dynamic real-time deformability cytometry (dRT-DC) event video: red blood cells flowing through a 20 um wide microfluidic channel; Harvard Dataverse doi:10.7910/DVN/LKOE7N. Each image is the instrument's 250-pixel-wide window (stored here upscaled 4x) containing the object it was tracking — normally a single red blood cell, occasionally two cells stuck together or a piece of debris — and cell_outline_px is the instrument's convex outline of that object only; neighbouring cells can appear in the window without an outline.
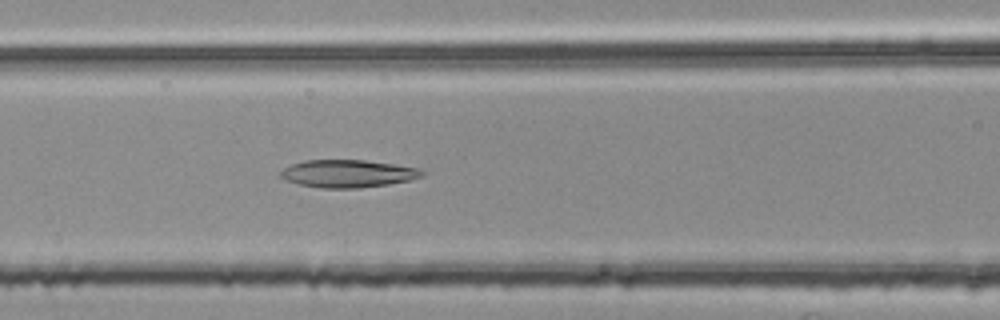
{"species": "common noctule bat (a hibernating species)", "species_latin": "Nyctalus noctula", "temperature_condition": "room temperature", "stored_images_in_passage": 41, "camera_frame_rate_fps": 3000, "um_per_image_px": 0.085, "animal": {"sex": "female", "body_mass_g": 25.1}, "frame": {"image": 1, "passage_image": 18, "time_ms": 5.667, "image_size_px": [1000, 320], "cell_outline_px": [[424, 176], [408, 180], [388, 184], [360, 188], [320, 188], [300, 184], [288, 180], [280, 176], [280, 172], [284, 168], [292, 164], [304, 160], [364, 160], [396, 164], [420, 168], [424, 172]], "centroid_in_image_um": [29.6, 14.75], "position_along_channel_um": 137.0, "area_um2": 22.72}}
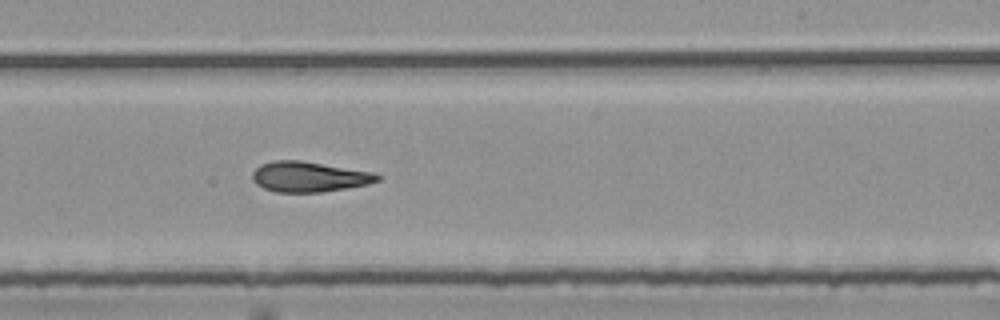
{"frame": {"image": 2, "passage_image": 28, "time_ms": 9.0, "image_size_px": [1000, 320], "cell_outline_px": [[380, 180], [368, 184], [320, 192], [276, 192], [264, 188], [256, 184], [252, 180], [252, 172], [260, 164], [272, 160], [300, 160], [372, 172], [380, 176]], "centroid_in_image_um": [26.22, 15.02], "position_along_channel_um": 262.8, "area_um2": 21.96}}
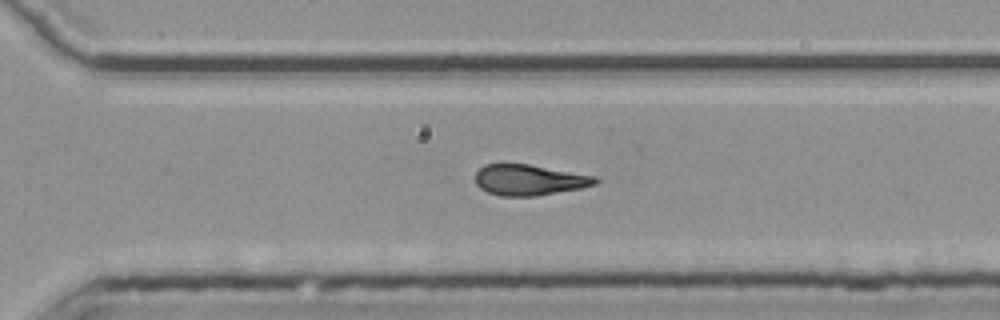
{"frame": {"image": 3, "passage_image": 33, "time_ms": 10.667, "image_size_px": [1000, 320], "cell_outline_px": [[600, 180], [596, 184], [580, 188], [536, 196], [500, 196], [488, 192], [480, 188], [476, 184], [476, 172], [484, 164], [528, 164], [596, 176]], "centroid_in_image_um": [44.98, 15.29], "position_along_channel_um": 325.6, "area_um2": 21.44}, "authors_computed_cell_mechanics": {"area_um2": 22.3108, "velocity_mm_per_s": 3.7798, "shape_relaxation_time_tau1_ms": null, "shape_relaxation_time_tau2_ms": 3.875, "deformation_change_tau1": null, "deformation_change_tau2": 0.1356}}